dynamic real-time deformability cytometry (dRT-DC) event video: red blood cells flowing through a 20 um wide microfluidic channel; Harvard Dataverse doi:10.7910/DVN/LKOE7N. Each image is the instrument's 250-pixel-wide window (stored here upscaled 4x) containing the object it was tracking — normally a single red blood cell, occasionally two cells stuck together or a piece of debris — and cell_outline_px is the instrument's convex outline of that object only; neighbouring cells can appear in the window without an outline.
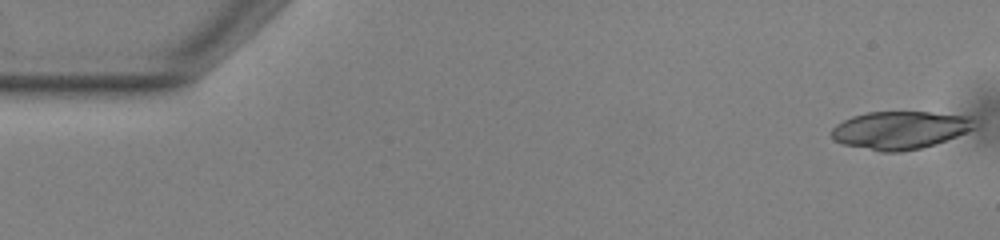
{"species": "common noctule bat (a hibernating species)", "species_latin": "Nyctalus noctula", "temperature_condition": "warm", "stored_images_in_passage": 52, "segment_of_instrument_passage": [1, 2], "camera_frame_rate_fps": 3000, "um_per_image_px": 0.085, "animal": {"sex": "male", "body_mass_g": 13.0, "forearm_length_mm": 53.1}, "frame": {"image": 1, "passage_image": 1, "time_ms": 0.0, "image_size_px": [1000, 240], "cell_outline_px": [[972, 128], [956, 136], [920, 148], [900, 152], [880, 152], [840, 144], [832, 140], [832, 128], [836, 124], [852, 116], [868, 112], [932, 112], [972, 116]], "centroid_in_image_um": [76.41, 11.06], "position_along_channel_um": 8.6, "area_um2": 31.39}}